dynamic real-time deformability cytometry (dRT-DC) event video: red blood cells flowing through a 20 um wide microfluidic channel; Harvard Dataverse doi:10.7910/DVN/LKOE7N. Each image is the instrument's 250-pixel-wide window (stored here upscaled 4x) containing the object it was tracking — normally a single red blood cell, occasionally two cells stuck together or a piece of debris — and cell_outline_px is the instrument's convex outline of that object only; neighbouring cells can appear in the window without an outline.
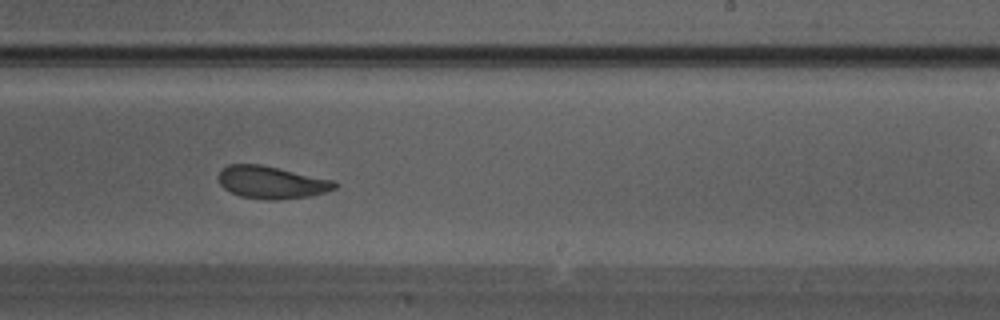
{"species": "Egyptian fruit bat (a non-hibernating species)", "species_latin": "Rousettus aegyptiacus", "temperature_condition": "warm", "stored_images_in_passage": 32, "camera_frame_rate_fps": 3000, "um_per_image_px": 0.085, "animal": {"sex": "male"}, "frame": {"image": 1, "passage_image": 19, "time_ms": 6.0, "image_size_px": [1000, 320], "cell_outline_px": [[336, 188], [312, 196], [276, 200], [268, 200], [240, 196], [224, 188], [220, 184], [220, 168], [228, 164], [260, 164], [332, 180], [336, 184]], "centroid_in_image_um": [23.05, 15.5], "position_along_channel_um": 265.9, "area_um2": 21.73}}
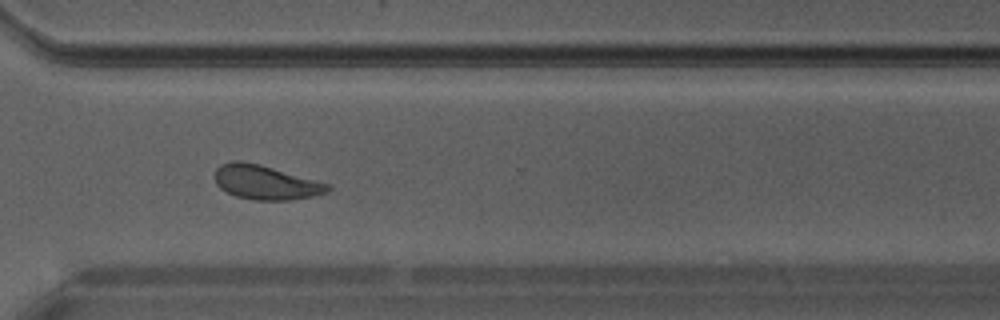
{"frame": {"image": 2, "passage_image": 23, "time_ms": 7.333, "image_size_px": [1000, 320], "cell_outline_px": [[332, 188], [328, 192], [312, 196], [292, 200], [252, 200], [236, 196], [220, 188], [216, 184], [212, 176], [216, 168], [220, 164], [232, 160], [240, 160], [260, 164], [332, 184]], "centroid_in_image_um": [22.57, 15.49], "position_along_channel_um": 348.0, "area_um2": 23.0}}